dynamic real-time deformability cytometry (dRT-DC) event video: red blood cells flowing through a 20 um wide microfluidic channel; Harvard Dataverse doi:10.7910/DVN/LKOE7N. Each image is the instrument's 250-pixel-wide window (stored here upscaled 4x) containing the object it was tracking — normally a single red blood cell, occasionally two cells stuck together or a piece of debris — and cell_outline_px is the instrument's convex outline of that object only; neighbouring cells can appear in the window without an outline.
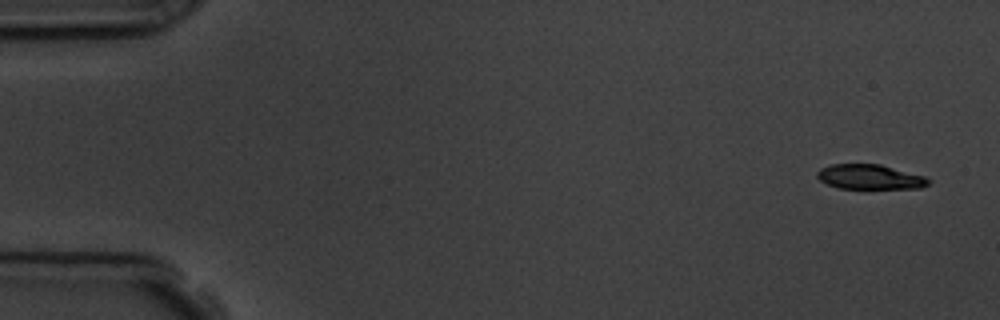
{"species": "common noctule bat (a hibernating species)", "species_latin": "Nyctalus noctula", "temperature_condition": "room temperature", "stored_images_in_passage": 6, "camera_frame_rate_fps": 3000, "um_per_image_px": 0.085, "animal": {"sex": "male", "body_mass_g": 19.5, "forearm_length_mm": 54.6}, "frame": {"image": 1, "passage_image": 1, "time_ms": 0.0, "image_size_px": [1000, 320], "cell_outline_px": [[932, 180], [928, 184], [920, 188], [840, 188], [828, 184], [820, 180], [816, 176], [816, 172], [820, 168], [828, 164], [880, 164], [924, 176]], "centroid_in_image_um": [73.92, 15.03], "position_along_channel_um": 11.1, "area_um2": 16.01}}
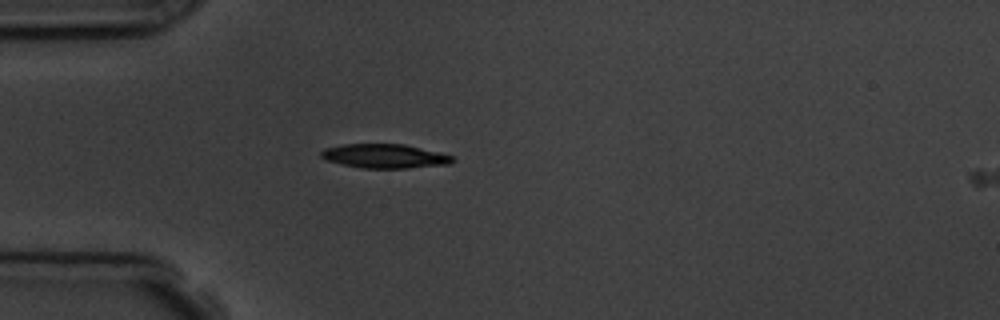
{"frame": {"image": 2, "passage_image": 5, "time_ms": 4.333, "image_size_px": [1000, 320], "cell_outline_px": [[456, 160], [448, 164], [408, 168], [364, 168], [324, 160], [320, 156], [320, 152], [324, 148], [344, 144], [404, 144], [440, 152], [452, 156]], "centroid_in_image_um": [32.69, 13.26], "position_along_channel_um": 52.3, "area_um2": 18.44}}